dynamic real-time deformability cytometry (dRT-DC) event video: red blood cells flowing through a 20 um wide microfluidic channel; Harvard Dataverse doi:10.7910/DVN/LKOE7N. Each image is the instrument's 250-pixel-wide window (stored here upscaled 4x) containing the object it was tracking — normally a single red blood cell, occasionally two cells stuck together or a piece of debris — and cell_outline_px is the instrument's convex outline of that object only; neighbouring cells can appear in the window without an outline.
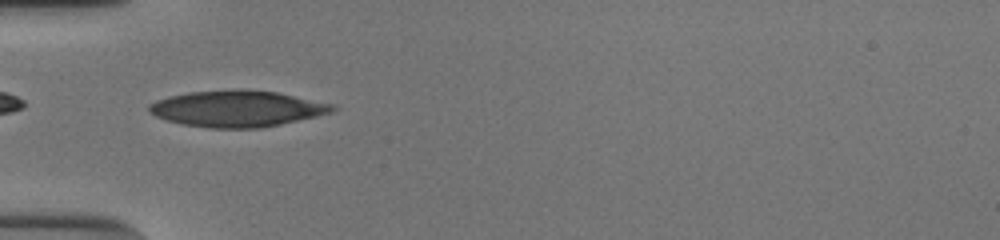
{"species": "human", "species_latin": "Homo sapiens", "temperature_condition": "cold", "stored_images_in_passage": 36, "camera_frame_rate_fps": 3000, "um_per_image_px": 0.085, "donor": {"sex": "male"}, "frame": {"image": 1, "passage_image": 1, "time_ms": 0.0, "image_size_px": [1000, 240], "cell_outline_px": [[336, 108], [332, 112], [316, 116], [280, 124], [260, 128], [208, 128], [184, 124], [168, 120], [156, 116], [148, 112], [148, 104], [156, 100], [168, 96], [188, 92], [276, 92], [336, 104]], "centroid_in_image_um": [20.15, 9.27], "position_along_channel_um": 64.8, "area_um2": 37.69}}
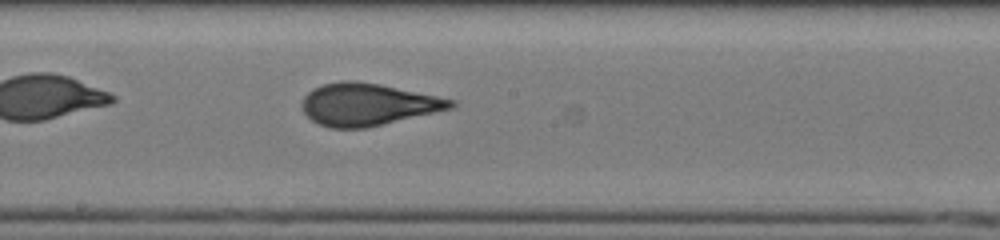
{"frame": {"image": 2, "passage_image": 13, "time_ms": 4.0, "image_size_px": [1000, 240], "cell_outline_px": [[456, 104], [452, 108], [364, 128], [332, 128], [320, 124], [312, 120], [304, 112], [300, 104], [304, 96], [312, 88], [324, 84], [340, 80], [352, 80], [380, 84], [456, 100]], "centroid_in_image_um": [31.22, 8.86], "position_along_channel_um": 217.0, "area_um2": 36.3}}
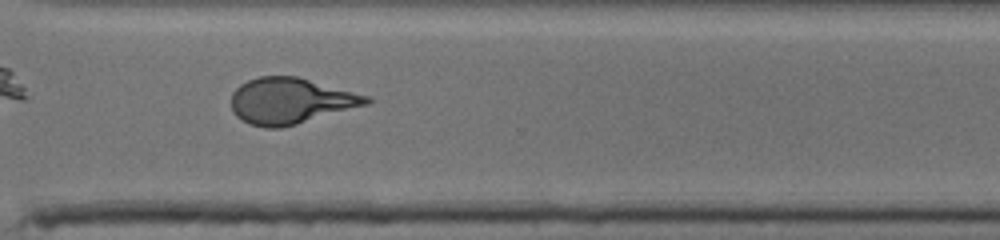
{"frame": {"image": 3, "passage_image": 23, "time_ms": 7.333, "image_size_px": [1000, 240], "cell_outline_px": [[372, 100], [368, 104], [296, 124], [280, 128], [264, 128], [252, 124], [236, 116], [232, 108], [232, 92], [240, 84], [248, 80], [260, 76], [296, 76], [368, 96]], "centroid_in_image_um": [24.67, 8.57], "position_along_channel_um": 345.9, "area_um2": 35.72}, "authors_computed_cell_mechanics": {"area_um2": 36.2984, "velocity_mm_per_s": 3.867, "shape_relaxation_time_tau1_ms": 5.6374, "shape_relaxation_time_tau2_ms": 0.6302, "deformation_change_tau1": 0.1906, "deformation_change_tau2": 0.0706}}